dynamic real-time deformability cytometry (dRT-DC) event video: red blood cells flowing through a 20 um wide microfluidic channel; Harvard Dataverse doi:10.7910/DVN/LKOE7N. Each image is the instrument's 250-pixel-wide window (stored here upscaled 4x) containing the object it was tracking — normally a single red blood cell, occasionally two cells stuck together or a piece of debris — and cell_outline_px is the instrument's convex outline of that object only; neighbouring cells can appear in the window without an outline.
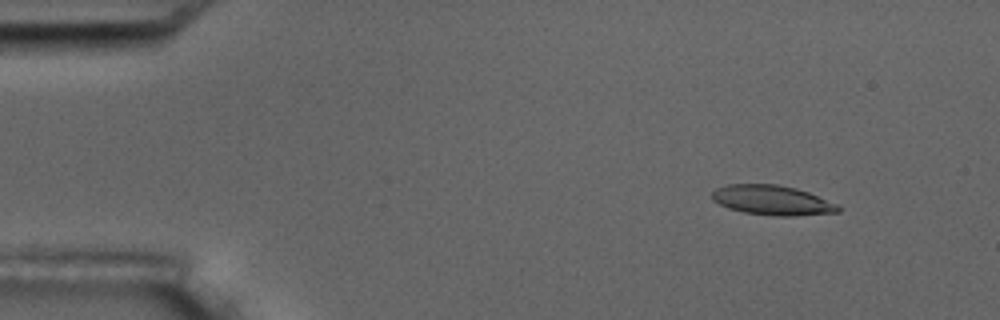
{"species": "common noctule bat (a hibernating species)", "species_latin": "Nyctalus noctula", "temperature_condition": "room temperature", "stored_images_in_passage": 5, "camera_frame_rate_fps": 3000, "um_per_image_px": 0.085, "animal": {"sex": "male", "body_mass_g": 17.5, "forearm_length_mm": 52.3}, "frame": {"image": 1, "passage_image": 2, "time_ms": 1.333, "image_size_px": [1000, 320], "cell_outline_px": [[840, 212], [792, 216], [776, 216], [744, 212], [728, 208], [712, 200], [712, 192], [716, 188], [728, 184], [776, 184], [796, 188], [808, 192], [840, 204]], "centroid_in_image_um": [65.67, 17.02], "position_along_channel_um": 19.3, "area_um2": 21.96}}
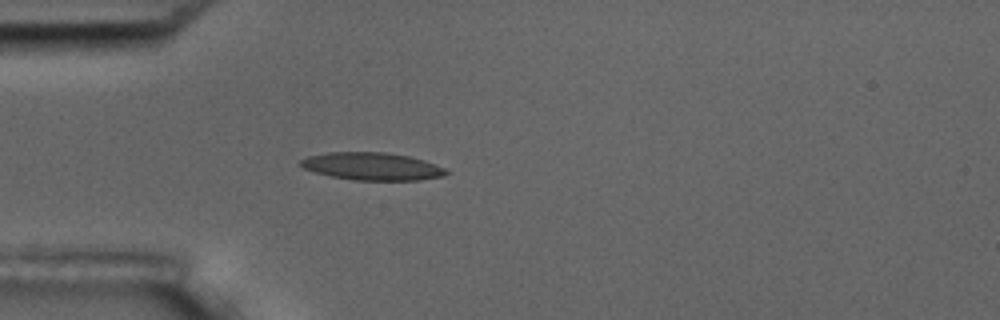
{"frame": {"image": 2, "passage_image": 5, "time_ms": 4.667, "image_size_px": [1000, 320], "cell_outline_px": [[448, 172], [444, 176], [420, 180], [352, 180], [332, 176], [316, 172], [304, 168], [300, 164], [300, 160], [308, 156], [328, 152], [384, 152], [408, 156], [424, 160], [444, 168]], "centroid_in_image_um": [31.63, 14.14], "position_along_channel_um": 53.4, "area_um2": 23.24}}